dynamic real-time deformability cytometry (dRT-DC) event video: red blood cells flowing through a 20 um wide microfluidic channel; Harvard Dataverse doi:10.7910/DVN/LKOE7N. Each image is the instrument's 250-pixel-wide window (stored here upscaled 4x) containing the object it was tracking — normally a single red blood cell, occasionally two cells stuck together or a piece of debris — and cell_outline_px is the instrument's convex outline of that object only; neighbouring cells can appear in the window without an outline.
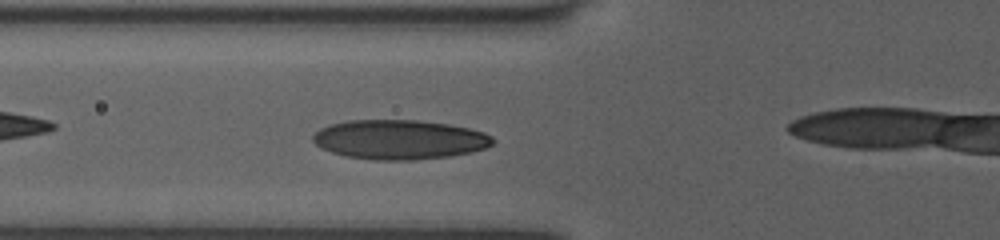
{"species": "human", "species_latin": "Homo sapiens", "temperature_condition": "room temperature", "stored_images_in_passage": 31, "camera_frame_rate_fps": 3000, "um_per_image_px": 0.085, "donor": {"sex": "female"}, "frame": {"image": 1, "passage_image": 8, "time_ms": 2.333, "image_size_px": [1000, 240], "cell_outline_px": [[496, 140], [492, 144], [484, 148], [472, 152], [448, 156], [412, 160], [372, 160], [344, 156], [320, 148], [312, 140], [312, 136], [320, 128], [332, 124], [348, 120], [416, 120], [448, 124], [468, 128], [484, 132], [492, 136]], "centroid_in_image_um": [33.94, 11.86], "position_along_channel_um": 91.9, "area_um2": 41.44}}
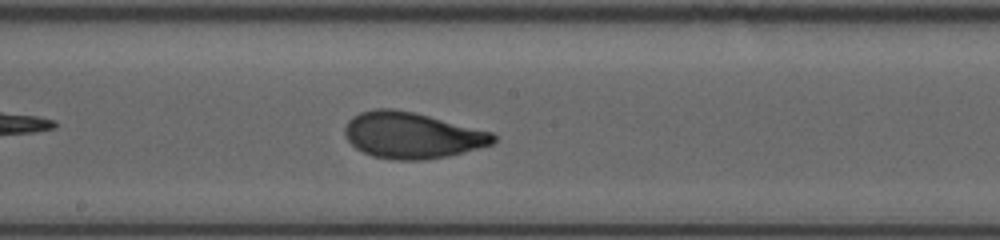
{"frame": {"image": 2, "passage_image": 17, "time_ms": 5.333, "image_size_px": [1000, 240], "cell_outline_px": [[496, 140], [492, 144], [448, 156], [424, 160], [392, 160], [372, 156], [356, 148], [344, 136], [344, 128], [348, 120], [352, 116], [360, 112], [376, 108], [392, 108], [412, 112], [492, 132], [496, 136]], "centroid_in_image_um": [34.97, 11.5], "position_along_channel_um": 213.2, "area_um2": 39.82}}
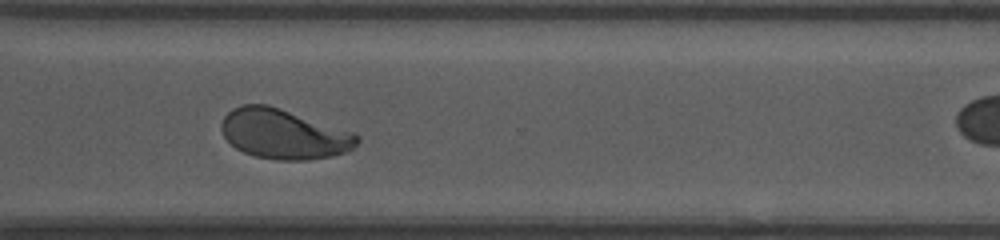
{"frame": {"image": 3, "passage_image": 27, "time_ms": 8.667, "image_size_px": [1000, 240], "cell_outline_px": [[360, 140], [348, 152], [332, 156], [308, 160], [276, 160], [256, 156], [244, 152], [236, 148], [224, 136], [220, 128], [220, 124], [224, 116], [232, 108], [244, 104], [268, 104], [352, 132], [360, 136]], "centroid_in_image_um": [24.11, 11.39], "position_along_channel_um": 346.5, "area_um2": 39.3}}